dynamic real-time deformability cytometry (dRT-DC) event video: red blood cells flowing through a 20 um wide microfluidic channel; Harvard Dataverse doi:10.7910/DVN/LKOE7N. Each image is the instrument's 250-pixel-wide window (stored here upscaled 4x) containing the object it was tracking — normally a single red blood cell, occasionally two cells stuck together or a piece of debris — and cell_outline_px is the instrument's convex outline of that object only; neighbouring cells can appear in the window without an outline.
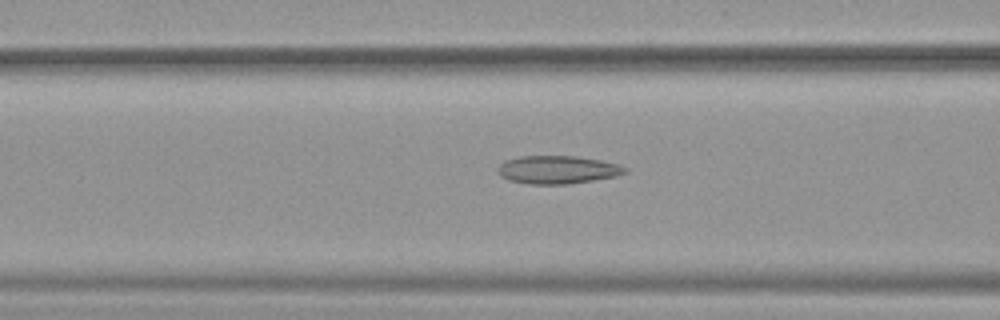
{"species": "common noctule bat (a hibernating species)", "species_latin": "Nyctalus noctula", "temperature_condition": "warm", "stored_images_in_passage": 38, "camera_frame_rate_fps": 3000, "um_per_image_px": 0.085, "animal": {"sex": "female", "body_mass_g": 19.9}, "frame": {"image": 1, "passage_image": 13, "time_ms": 4.0, "image_size_px": [1000, 320], "cell_outline_px": [[628, 172], [616, 176], [568, 184], [528, 184], [508, 180], [500, 176], [496, 172], [496, 168], [504, 160], [520, 156], [576, 156], [600, 160], [620, 164], [628, 168]], "centroid_in_image_um": [47.36, 14.42], "position_along_channel_um": 119.2, "area_um2": 21.04}}
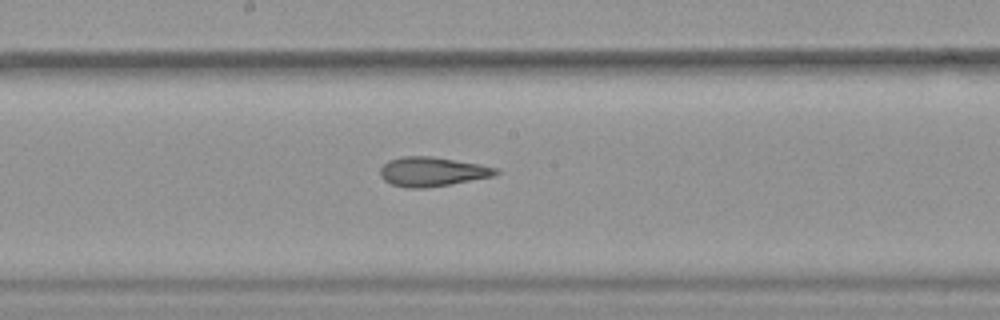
{"frame": {"image": 2, "passage_image": 20, "time_ms": 6.333, "image_size_px": [1000, 320], "cell_outline_px": [[500, 172], [492, 176], [448, 184], [424, 188], [408, 188], [392, 184], [384, 180], [380, 176], [380, 168], [388, 160], [400, 156], [432, 156], [480, 164], [496, 168]], "centroid_in_image_um": [36.69, 14.58], "position_along_channel_um": 211.5, "area_um2": 19.59}}
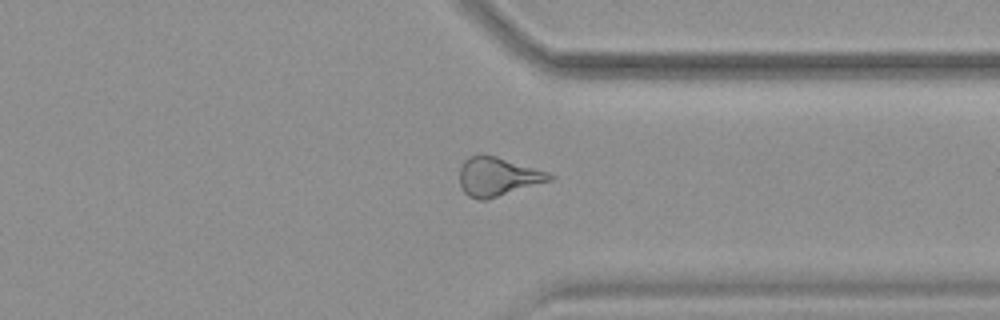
{"frame": {"image": 3, "passage_image": 32, "time_ms": 10.333, "image_size_px": [1000, 320], "cell_outline_px": [[556, 176], [552, 180], [488, 200], [480, 200], [468, 196], [464, 192], [460, 184], [460, 168], [464, 160], [468, 156], [484, 152], [548, 172]], "centroid_in_image_um": [42.29, 15.0], "position_along_channel_um": 369.1, "area_um2": 20.69}}